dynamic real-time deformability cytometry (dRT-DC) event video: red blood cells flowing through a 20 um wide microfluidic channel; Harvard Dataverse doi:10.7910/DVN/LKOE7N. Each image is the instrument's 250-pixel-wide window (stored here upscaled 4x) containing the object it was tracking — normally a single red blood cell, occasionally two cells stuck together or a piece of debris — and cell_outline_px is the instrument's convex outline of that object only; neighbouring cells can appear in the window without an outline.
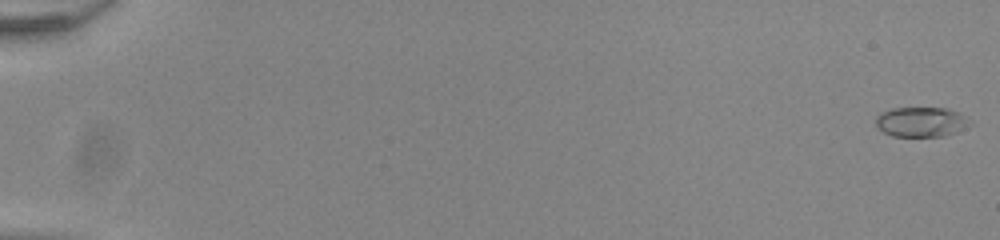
{"species": "common noctule bat (a hibernating species)", "species_latin": "Nyctalus noctula", "temperature_condition": "room temperature", "stored_images_in_passage": 55, "camera_frame_rate_fps": 3000, "um_per_image_px": 0.085, "animal": {"sex": "male", "body_mass_g": 20.0, "forearm_length_mm": 53.3}, "frame": {"image": 1, "passage_image": 1, "time_ms": 0.0, "image_size_px": [1000, 240], "cell_outline_px": [[972, 124], [948, 136], [892, 136], [884, 132], [876, 124], [876, 116], [892, 108], [948, 108], [972, 120]], "centroid_in_image_um": [78.34, 10.37], "position_along_channel_um": 6.7, "area_um2": 16.3}}
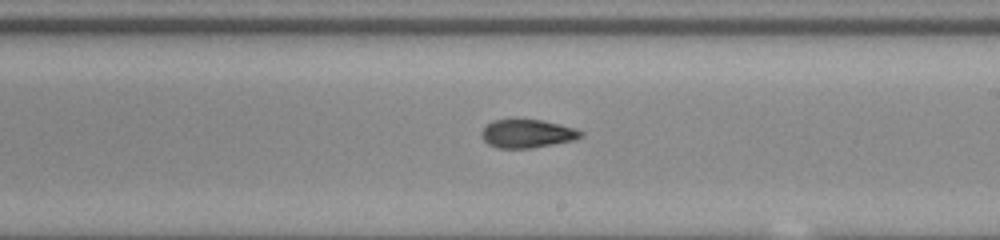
{"frame": {"image": 2, "passage_image": 34, "time_ms": 11.0, "image_size_px": [1000, 240], "cell_outline_px": [[584, 136], [572, 140], [532, 148], [496, 148], [488, 144], [480, 136], [480, 132], [492, 120], [512, 116], [540, 120], [560, 124], [584, 132]], "centroid_in_image_um": [44.74, 11.31], "position_along_channel_um": 244.3, "area_um2": 16.94}}
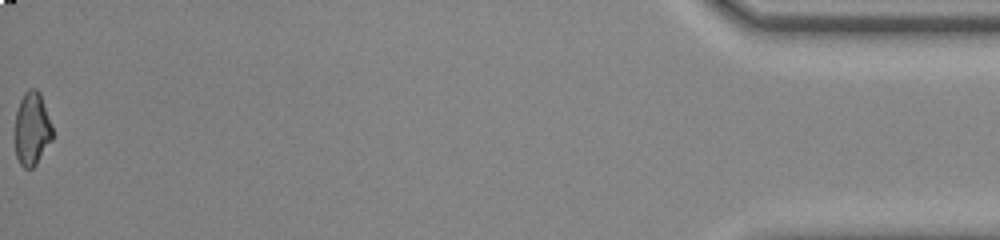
{"frame": {"image": 3, "passage_image": 55, "time_ms": 18.0, "image_size_px": [1000, 240], "cell_outline_px": [[52, 140], [36, 164], [32, 168], [24, 168], [20, 164], [16, 156], [16, 112], [20, 100], [24, 92], [28, 88], [36, 88], [40, 92], [52, 124]], "centroid_in_image_um": [2.73, 10.92], "position_along_channel_um": 432.5, "area_um2": 16.01}, "authors_computed_cell_mechanics": {"area_um2": 16.5886, "velocity_mm_per_s": 3.9306, "shape_relaxation_time_tau1_ms": 5.7003, "shape_relaxation_time_tau2_ms": 1.2786, "deformation_change_tau1": 0.1758, "deformation_change_tau2": 0.0726}}